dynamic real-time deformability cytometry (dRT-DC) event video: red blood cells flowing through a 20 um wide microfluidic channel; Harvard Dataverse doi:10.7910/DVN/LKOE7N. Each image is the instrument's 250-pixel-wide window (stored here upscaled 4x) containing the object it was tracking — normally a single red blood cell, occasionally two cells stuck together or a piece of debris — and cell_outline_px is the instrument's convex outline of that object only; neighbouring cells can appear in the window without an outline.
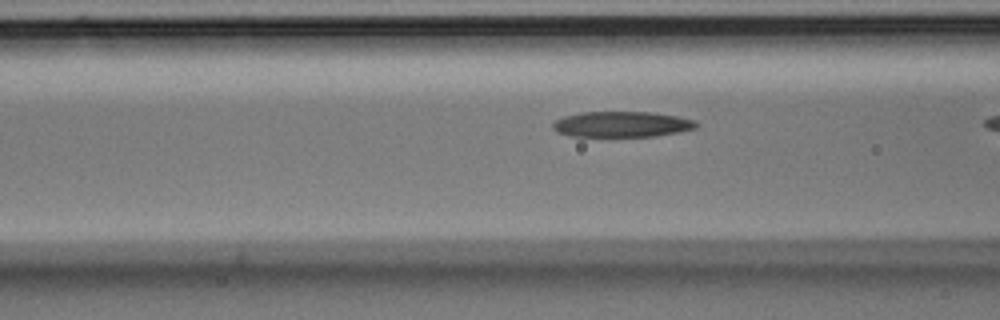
{"species": "Egyptian fruit bat (a non-hibernating species)", "species_latin": "Rousettus aegyptiacus", "temperature_condition": "room temperature", "stored_images_in_passage": 25, "camera_frame_rate_fps": 3000, "um_per_image_px": 0.085, "animal": {"sex": "male"}, "frame": {"image": 1, "passage_image": 4, "time_ms": 1.0, "image_size_px": [1000, 320], "cell_outline_px": [[700, 124], [696, 128], [680, 132], [656, 136], [572, 136], [560, 132], [552, 128], [552, 124], [556, 120], [564, 116], [580, 112], [652, 112], [676, 116], [696, 120]], "centroid_in_image_um": [52.91, 10.56], "position_along_channel_um": 113.7, "area_um2": 21.44}}
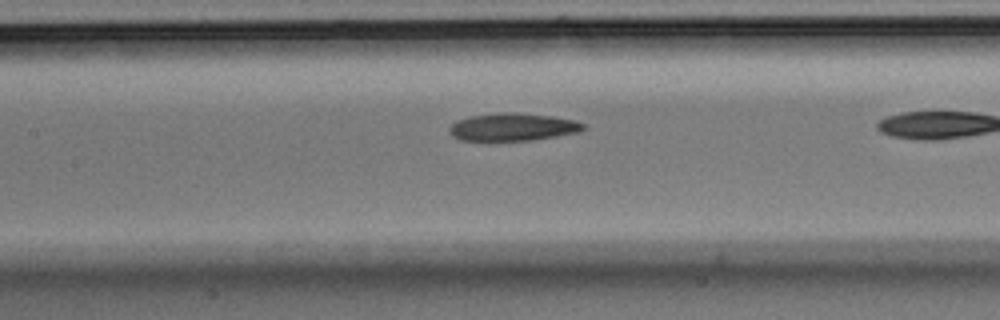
{"frame": {"image": 2, "passage_image": 8, "time_ms": 2.333, "image_size_px": [1000, 320], "cell_outline_px": [[584, 128], [580, 132], [532, 140], [460, 140], [452, 136], [448, 128], [456, 120], [472, 116], [504, 112], [512, 112], [552, 116], [572, 120], [584, 124]], "centroid_in_image_um": [43.56, 10.79], "position_along_channel_um": 163.8, "area_um2": 21.33}}
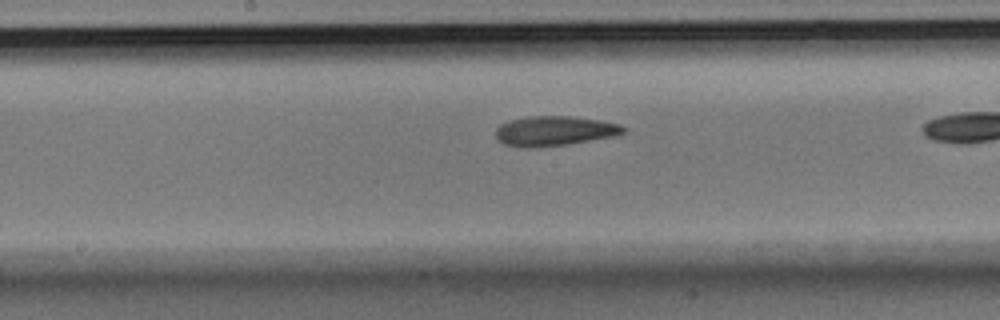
{"frame": {"image": 3, "passage_image": 11, "time_ms": 3.333, "image_size_px": [1000, 320], "cell_outline_px": [[628, 132], [616, 136], [568, 144], [528, 148], [524, 148], [504, 144], [496, 140], [496, 128], [500, 124], [508, 120], [528, 116], [572, 116], [600, 120], [620, 124], [628, 128]], "centroid_in_image_um": [47.15, 11.13], "position_along_channel_um": 201.1, "area_um2": 22.54}}